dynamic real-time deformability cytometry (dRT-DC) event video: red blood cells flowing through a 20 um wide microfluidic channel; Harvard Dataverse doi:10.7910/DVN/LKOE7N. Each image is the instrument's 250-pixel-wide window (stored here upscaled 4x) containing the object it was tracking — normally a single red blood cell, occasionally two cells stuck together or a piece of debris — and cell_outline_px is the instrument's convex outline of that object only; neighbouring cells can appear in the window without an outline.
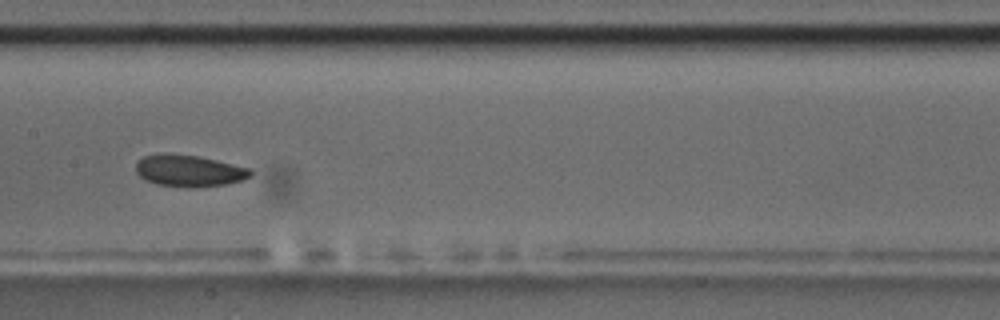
{"species": "common noctule bat (a hibernating species)", "species_latin": "Nyctalus noctula", "temperature_condition": "room temperature", "stored_images_in_passage": 11, "camera_frame_rate_fps": 3000, "um_per_image_px": 0.085, "animal": {"sex": "male", "body_mass_g": 17.5, "forearm_length_mm": 52.3}, "frame": {"image": 1, "passage_image": 8, "time_ms": 9.0, "image_size_px": [1000, 320], "cell_outline_px": [[252, 176], [244, 180], [228, 184], [192, 188], [188, 188], [156, 184], [144, 180], [136, 172], [136, 164], [144, 156], [164, 152], [196, 156], [216, 160], [252, 168]], "centroid_in_image_um": [16.1, 14.52], "position_along_channel_um": 191.3, "area_um2": 21.5}}